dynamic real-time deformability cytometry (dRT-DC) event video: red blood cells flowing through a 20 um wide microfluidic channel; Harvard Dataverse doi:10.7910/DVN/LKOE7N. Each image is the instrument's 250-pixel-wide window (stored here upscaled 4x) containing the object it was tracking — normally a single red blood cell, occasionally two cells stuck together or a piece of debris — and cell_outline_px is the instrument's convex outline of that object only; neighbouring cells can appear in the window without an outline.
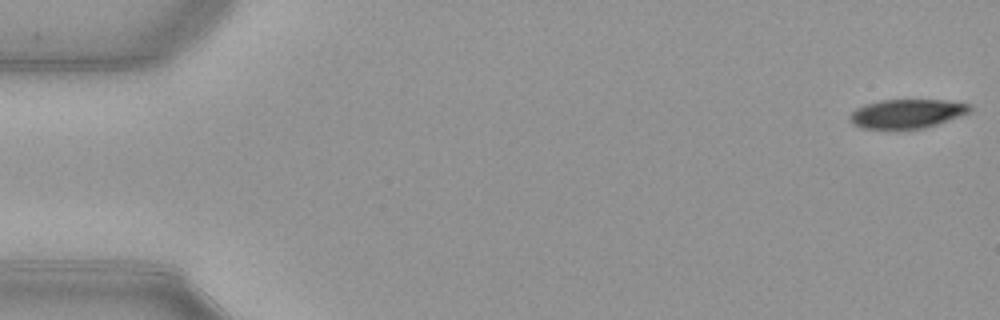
{"species": "common noctule bat (a hibernating species)", "species_latin": "Nyctalus noctula", "temperature_condition": "warm", "stored_images_in_passage": 52, "camera_frame_rate_fps": 3000, "um_per_image_px": 0.085, "animal": {"sex": "female", "body_mass_g": 21.9}, "frame": {"image": 1, "passage_image": 1, "time_ms": 0.0, "image_size_px": [1000, 320], "cell_outline_px": [[972, 112], [924, 128], [860, 128], [852, 124], [848, 120], [848, 116], [856, 108], [864, 104], [880, 100], [944, 100], [972, 104]], "centroid_in_image_um": [77.08, 9.65], "position_along_channel_um": 7.9, "area_um2": 20.35}}
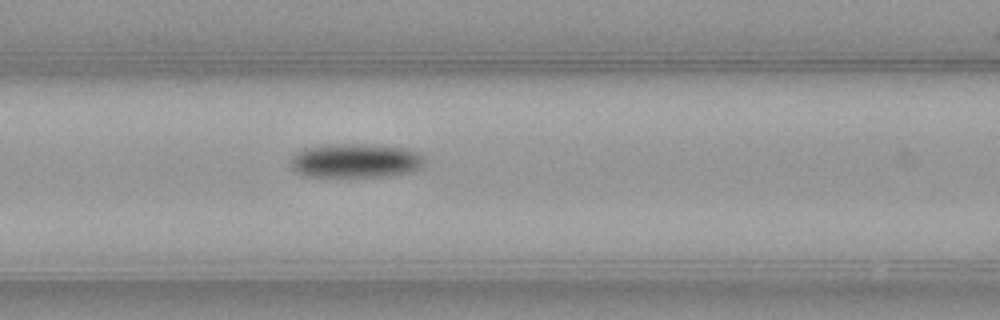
{"frame": {"image": 2, "passage_image": 22, "time_ms": 7.0, "image_size_px": [1000, 320], "cell_outline_px": [[424, 160], [420, 168], [412, 172], [384, 176], [304, 176], [296, 172], [292, 168], [292, 156], [296, 152], [304, 148], [328, 144], [364, 144], [408, 148], [420, 152], [424, 156]], "centroid_in_image_um": [30.24, 13.65], "position_along_channel_um": 136.4, "area_um2": 26.7}}
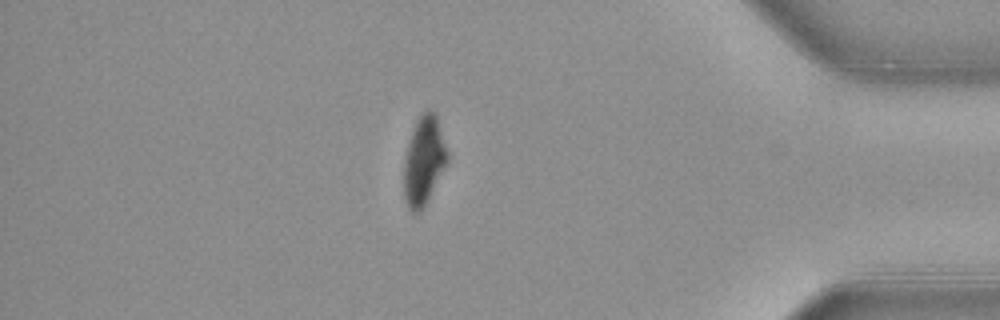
{"frame": {"image": 3, "passage_image": 45, "time_ms": 14.667, "image_size_px": [1000, 320], "cell_outline_px": [[448, 164], [424, 208], [420, 212], [412, 212], [408, 208], [404, 200], [404, 160], [408, 144], [416, 120], [428, 108], [436, 116], [448, 152]], "centroid_in_image_um": [36.04, 13.72], "position_along_channel_um": 399.2, "area_um2": 22.54}, "authors_computed_cell_mechanics": {"area_um2": 23.8136, "velocity_mm_per_s": 3.9321, "shape_relaxation_time_tau1_ms": 3.3175, "shape_relaxation_time_tau2_ms": null, "deformation_change_tau1": 0.1164, "deformation_change_tau2": null}}